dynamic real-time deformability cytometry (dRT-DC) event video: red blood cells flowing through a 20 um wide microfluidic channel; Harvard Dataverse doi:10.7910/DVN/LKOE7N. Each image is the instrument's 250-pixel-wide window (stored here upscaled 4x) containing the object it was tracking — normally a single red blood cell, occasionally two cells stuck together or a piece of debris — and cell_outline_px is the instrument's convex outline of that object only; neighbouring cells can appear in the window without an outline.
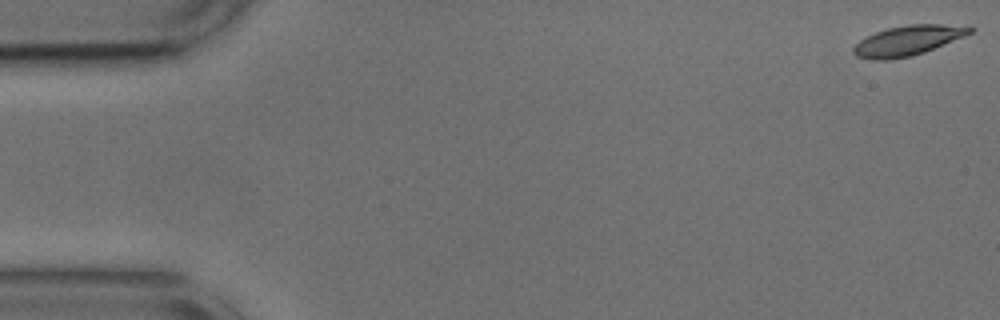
{"species": "common noctule bat (a hibernating species)", "species_latin": "Nyctalus noctula", "temperature_condition": "cold", "stored_images_in_passage": 54, "camera_frame_rate_fps": 3000, "um_per_image_px": 0.085, "animal": {"sex": "male", "body_mass_g": 17.9, "forearm_length_mm": 54.2}, "frame": {"image": 1, "passage_image": 1, "time_ms": 0.0, "image_size_px": [1000, 320], "cell_outline_px": [[976, 28], [972, 32], [964, 36], [924, 52], [912, 56], [888, 60], [872, 60], [856, 56], [852, 52], [852, 48], [860, 40], [876, 32], [888, 28], [908, 24], [940, 24]], "centroid_in_image_um": [77.12, 3.46], "position_along_channel_um": 7.9, "area_um2": 20.11}}
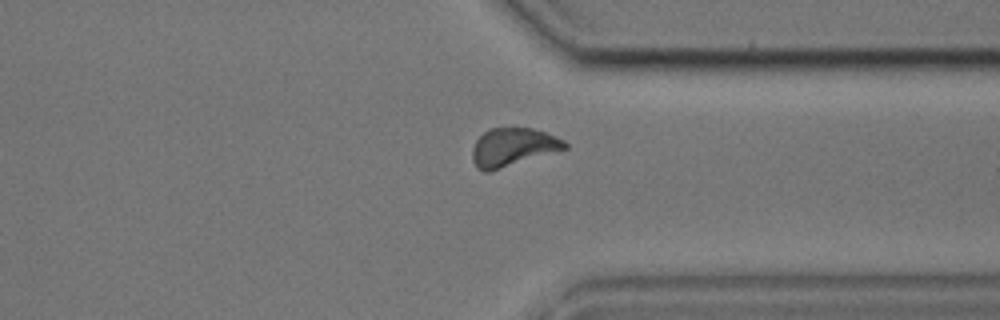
{"frame": {"image": 2, "passage_image": 41, "time_ms": 13.333, "image_size_px": [1000, 320], "cell_outline_px": [[568, 148], [488, 172], [484, 172], [476, 168], [472, 160], [472, 148], [476, 140], [484, 132], [492, 128], [532, 128], [544, 132], [564, 140], [568, 144]], "centroid_in_image_um": [43.57, 12.52], "position_along_channel_um": 367.8, "area_um2": 20.46}}
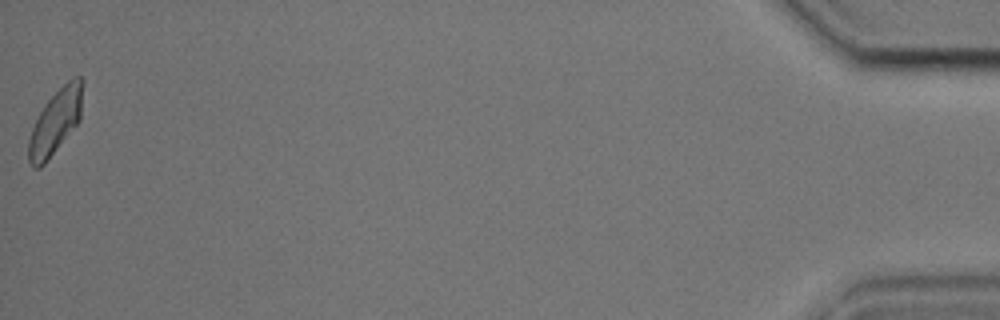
{"frame": {"image": 3, "passage_image": 54, "time_ms": 17.667, "image_size_px": [1000, 320], "cell_outline_px": [[84, 80], [80, 120], [44, 164], [40, 168], [32, 168], [28, 160], [28, 140], [32, 128], [40, 112], [48, 100], [72, 76], [80, 76]], "centroid_in_image_um": [4.73, 10.34], "position_along_channel_um": 430.5, "area_um2": 20.23}, "authors_computed_cell_mechanics": {"area_um2": 20.3745, "velocity_mm_per_s": 3.6815, "shape_relaxation_time_tau1_ms": 4.2762, "shape_relaxation_time_tau2_ms": 1.9632, "deformation_change_tau1": 0.1347, "deformation_change_tau2": 0.0839}}